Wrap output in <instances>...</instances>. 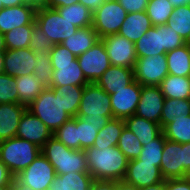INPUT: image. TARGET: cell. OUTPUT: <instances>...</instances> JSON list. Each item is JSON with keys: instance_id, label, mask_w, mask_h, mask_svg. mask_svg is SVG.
Masks as SVG:
<instances>
[{"instance_id": "f1b7e54d", "label": "cell", "mask_w": 190, "mask_h": 190, "mask_svg": "<svg viewBox=\"0 0 190 190\" xmlns=\"http://www.w3.org/2000/svg\"><path fill=\"white\" fill-rule=\"evenodd\" d=\"M18 90V103L26 107L46 88L34 73L15 77Z\"/></svg>"}, {"instance_id": "277c9868", "label": "cell", "mask_w": 190, "mask_h": 190, "mask_svg": "<svg viewBox=\"0 0 190 190\" xmlns=\"http://www.w3.org/2000/svg\"><path fill=\"white\" fill-rule=\"evenodd\" d=\"M185 44V40L173 28L165 25L152 26L135 42L137 57L166 54Z\"/></svg>"}, {"instance_id": "1f68e13d", "label": "cell", "mask_w": 190, "mask_h": 190, "mask_svg": "<svg viewBox=\"0 0 190 190\" xmlns=\"http://www.w3.org/2000/svg\"><path fill=\"white\" fill-rule=\"evenodd\" d=\"M190 115V99H168L165 98L161 112L160 126L163 129L172 118L186 117Z\"/></svg>"}, {"instance_id": "d6a6232c", "label": "cell", "mask_w": 190, "mask_h": 190, "mask_svg": "<svg viewBox=\"0 0 190 190\" xmlns=\"http://www.w3.org/2000/svg\"><path fill=\"white\" fill-rule=\"evenodd\" d=\"M164 137L180 144L190 142V115L180 118H172L163 129Z\"/></svg>"}, {"instance_id": "6f0895ef", "label": "cell", "mask_w": 190, "mask_h": 190, "mask_svg": "<svg viewBox=\"0 0 190 190\" xmlns=\"http://www.w3.org/2000/svg\"><path fill=\"white\" fill-rule=\"evenodd\" d=\"M11 190H31L27 186L21 184L16 178L11 183Z\"/></svg>"}, {"instance_id": "be15d7a7", "label": "cell", "mask_w": 190, "mask_h": 190, "mask_svg": "<svg viewBox=\"0 0 190 190\" xmlns=\"http://www.w3.org/2000/svg\"><path fill=\"white\" fill-rule=\"evenodd\" d=\"M185 44L190 47V33H189L188 37L185 40Z\"/></svg>"}, {"instance_id": "db71d44e", "label": "cell", "mask_w": 190, "mask_h": 190, "mask_svg": "<svg viewBox=\"0 0 190 190\" xmlns=\"http://www.w3.org/2000/svg\"><path fill=\"white\" fill-rule=\"evenodd\" d=\"M113 190H138L135 186L124 183L123 181H113Z\"/></svg>"}, {"instance_id": "91938a15", "label": "cell", "mask_w": 190, "mask_h": 190, "mask_svg": "<svg viewBox=\"0 0 190 190\" xmlns=\"http://www.w3.org/2000/svg\"><path fill=\"white\" fill-rule=\"evenodd\" d=\"M25 3L34 5L36 8L44 6L45 0H24Z\"/></svg>"}, {"instance_id": "f5cc1de1", "label": "cell", "mask_w": 190, "mask_h": 190, "mask_svg": "<svg viewBox=\"0 0 190 190\" xmlns=\"http://www.w3.org/2000/svg\"><path fill=\"white\" fill-rule=\"evenodd\" d=\"M106 0H79V3H82L85 7L94 12L99 8Z\"/></svg>"}, {"instance_id": "4dcf8cb0", "label": "cell", "mask_w": 190, "mask_h": 190, "mask_svg": "<svg viewBox=\"0 0 190 190\" xmlns=\"http://www.w3.org/2000/svg\"><path fill=\"white\" fill-rule=\"evenodd\" d=\"M59 14L72 22L76 27L87 28L92 26L93 12L82 3H75L69 6L55 8Z\"/></svg>"}, {"instance_id": "8992f818", "label": "cell", "mask_w": 190, "mask_h": 190, "mask_svg": "<svg viewBox=\"0 0 190 190\" xmlns=\"http://www.w3.org/2000/svg\"><path fill=\"white\" fill-rule=\"evenodd\" d=\"M40 153V147L16 136L0 142V160L14 176L28 167Z\"/></svg>"}, {"instance_id": "8d00e7d4", "label": "cell", "mask_w": 190, "mask_h": 190, "mask_svg": "<svg viewBox=\"0 0 190 190\" xmlns=\"http://www.w3.org/2000/svg\"><path fill=\"white\" fill-rule=\"evenodd\" d=\"M53 137L64 143L68 148L80 149V140H78V116L71 118L59 127L53 133Z\"/></svg>"}, {"instance_id": "680465c9", "label": "cell", "mask_w": 190, "mask_h": 190, "mask_svg": "<svg viewBox=\"0 0 190 190\" xmlns=\"http://www.w3.org/2000/svg\"><path fill=\"white\" fill-rule=\"evenodd\" d=\"M174 8H178L183 5H190V0H168Z\"/></svg>"}, {"instance_id": "60d3db41", "label": "cell", "mask_w": 190, "mask_h": 190, "mask_svg": "<svg viewBox=\"0 0 190 190\" xmlns=\"http://www.w3.org/2000/svg\"><path fill=\"white\" fill-rule=\"evenodd\" d=\"M36 64L34 68V76L37 77L42 85L50 88L52 83L53 68L50 62V55L48 53L34 52Z\"/></svg>"}, {"instance_id": "4fadbf2b", "label": "cell", "mask_w": 190, "mask_h": 190, "mask_svg": "<svg viewBox=\"0 0 190 190\" xmlns=\"http://www.w3.org/2000/svg\"><path fill=\"white\" fill-rule=\"evenodd\" d=\"M160 168L155 163L143 162L141 160L132 159L128 161L123 182L137 189L163 182Z\"/></svg>"}, {"instance_id": "83f0119b", "label": "cell", "mask_w": 190, "mask_h": 190, "mask_svg": "<svg viewBox=\"0 0 190 190\" xmlns=\"http://www.w3.org/2000/svg\"><path fill=\"white\" fill-rule=\"evenodd\" d=\"M168 72L171 75L190 77V47L186 44L166 53Z\"/></svg>"}, {"instance_id": "d4e9b609", "label": "cell", "mask_w": 190, "mask_h": 190, "mask_svg": "<svg viewBox=\"0 0 190 190\" xmlns=\"http://www.w3.org/2000/svg\"><path fill=\"white\" fill-rule=\"evenodd\" d=\"M94 180L89 172H69L56 175L49 190H90Z\"/></svg>"}, {"instance_id": "f6af8a7d", "label": "cell", "mask_w": 190, "mask_h": 190, "mask_svg": "<svg viewBox=\"0 0 190 190\" xmlns=\"http://www.w3.org/2000/svg\"><path fill=\"white\" fill-rule=\"evenodd\" d=\"M77 57L62 44L53 45L50 53L51 63H64L76 60Z\"/></svg>"}, {"instance_id": "9a60e30c", "label": "cell", "mask_w": 190, "mask_h": 190, "mask_svg": "<svg viewBox=\"0 0 190 190\" xmlns=\"http://www.w3.org/2000/svg\"><path fill=\"white\" fill-rule=\"evenodd\" d=\"M164 100L159 86L141 85V96L135 115L160 124Z\"/></svg>"}, {"instance_id": "30bf717a", "label": "cell", "mask_w": 190, "mask_h": 190, "mask_svg": "<svg viewBox=\"0 0 190 190\" xmlns=\"http://www.w3.org/2000/svg\"><path fill=\"white\" fill-rule=\"evenodd\" d=\"M133 70L134 79L141 85L159 86L169 74L166 54L137 57Z\"/></svg>"}, {"instance_id": "d6986e66", "label": "cell", "mask_w": 190, "mask_h": 190, "mask_svg": "<svg viewBox=\"0 0 190 190\" xmlns=\"http://www.w3.org/2000/svg\"><path fill=\"white\" fill-rule=\"evenodd\" d=\"M36 7L31 4H21L13 7H3L0 10V32L5 34L22 25L36 24Z\"/></svg>"}, {"instance_id": "f907efd6", "label": "cell", "mask_w": 190, "mask_h": 190, "mask_svg": "<svg viewBox=\"0 0 190 190\" xmlns=\"http://www.w3.org/2000/svg\"><path fill=\"white\" fill-rule=\"evenodd\" d=\"M90 190H113V181L94 180Z\"/></svg>"}, {"instance_id": "7a4b0ae2", "label": "cell", "mask_w": 190, "mask_h": 190, "mask_svg": "<svg viewBox=\"0 0 190 190\" xmlns=\"http://www.w3.org/2000/svg\"><path fill=\"white\" fill-rule=\"evenodd\" d=\"M41 153L53 165L56 175L89 171L85 150L68 148L53 136L43 145Z\"/></svg>"}, {"instance_id": "ba28073f", "label": "cell", "mask_w": 190, "mask_h": 190, "mask_svg": "<svg viewBox=\"0 0 190 190\" xmlns=\"http://www.w3.org/2000/svg\"><path fill=\"white\" fill-rule=\"evenodd\" d=\"M127 12L117 0H106L92 15V27L100 39L118 34Z\"/></svg>"}, {"instance_id": "e0dca14e", "label": "cell", "mask_w": 190, "mask_h": 190, "mask_svg": "<svg viewBox=\"0 0 190 190\" xmlns=\"http://www.w3.org/2000/svg\"><path fill=\"white\" fill-rule=\"evenodd\" d=\"M53 136V132L28 109L23 113L16 137L25 139L42 148Z\"/></svg>"}, {"instance_id": "7c38bea8", "label": "cell", "mask_w": 190, "mask_h": 190, "mask_svg": "<svg viewBox=\"0 0 190 190\" xmlns=\"http://www.w3.org/2000/svg\"><path fill=\"white\" fill-rule=\"evenodd\" d=\"M112 66H122L134 69L137 55L135 43L119 34L102 38Z\"/></svg>"}, {"instance_id": "4316f807", "label": "cell", "mask_w": 190, "mask_h": 190, "mask_svg": "<svg viewBox=\"0 0 190 190\" xmlns=\"http://www.w3.org/2000/svg\"><path fill=\"white\" fill-rule=\"evenodd\" d=\"M168 99H190V77L168 74L159 85Z\"/></svg>"}, {"instance_id": "e7e4bbea", "label": "cell", "mask_w": 190, "mask_h": 190, "mask_svg": "<svg viewBox=\"0 0 190 190\" xmlns=\"http://www.w3.org/2000/svg\"><path fill=\"white\" fill-rule=\"evenodd\" d=\"M0 190H11V186H0Z\"/></svg>"}, {"instance_id": "5b68a950", "label": "cell", "mask_w": 190, "mask_h": 190, "mask_svg": "<svg viewBox=\"0 0 190 190\" xmlns=\"http://www.w3.org/2000/svg\"><path fill=\"white\" fill-rule=\"evenodd\" d=\"M27 109L53 133L72 117L65 111L63 100L53 88H45Z\"/></svg>"}, {"instance_id": "3957f363", "label": "cell", "mask_w": 190, "mask_h": 190, "mask_svg": "<svg viewBox=\"0 0 190 190\" xmlns=\"http://www.w3.org/2000/svg\"><path fill=\"white\" fill-rule=\"evenodd\" d=\"M77 116L93 125H106L113 119L110 95L95 82L84 86Z\"/></svg>"}, {"instance_id": "603a6c76", "label": "cell", "mask_w": 190, "mask_h": 190, "mask_svg": "<svg viewBox=\"0 0 190 190\" xmlns=\"http://www.w3.org/2000/svg\"><path fill=\"white\" fill-rule=\"evenodd\" d=\"M152 27L150 18L143 12L128 13L125 21L118 32L119 35L126 37L131 42H137L140 37Z\"/></svg>"}, {"instance_id": "cb8c5ba5", "label": "cell", "mask_w": 190, "mask_h": 190, "mask_svg": "<svg viewBox=\"0 0 190 190\" xmlns=\"http://www.w3.org/2000/svg\"><path fill=\"white\" fill-rule=\"evenodd\" d=\"M124 123L125 127L137 136L142 145L148 144L162 133L160 124L144 119L135 114L124 119Z\"/></svg>"}, {"instance_id": "03108f58", "label": "cell", "mask_w": 190, "mask_h": 190, "mask_svg": "<svg viewBox=\"0 0 190 190\" xmlns=\"http://www.w3.org/2000/svg\"><path fill=\"white\" fill-rule=\"evenodd\" d=\"M3 8V4L2 2H0V10Z\"/></svg>"}, {"instance_id": "ee69618b", "label": "cell", "mask_w": 190, "mask_h": 190, "mask_svg": "<svg viewBox=\"0 0 190 190\" xmlns=\"http://www.w3.org/2000/svg\"><path fill=\"white\" fill-rule=\"evenodd\" d=\"M52 47L51 41L45 36L43 30L35 24L29 48L34 52L48 53L50 55Z\"/></svg>"}, {"instance_id": "7dc6e473", "label": "cell", "mask_w": 190, "mask_h": 190, "mask_svg": "<svg viewBox=\"0 0 190 190\" xmlns=\"http://www.w3.org/2000/svg\"><path fill=\"white\" fill-rule=\"evenodd\" d=\"M165 190H190V177L166 179Z\"/></svg>"}, {"instance_id": "ac0fdd59", "label": "cell", "mask_w": 190, "mask_h": 190, "mask_svg": "<svg viewBox=\"0 0 190 190\" xmlns=\"http://www.w3.org/2000/svg\"><path fill=\"white\" fill-rule=\"evenodd\" d=\"M35 64L34 51L29 47L5 50L4 73L9 76L20 77L32 74L34 73Z\"/></svg>"}, {"instance_id": "b9f144b4", "label": "cell", "mask_w": 190, "mask_h": 190, "mask_svg": "<svg viewBox=\"0 0 190 190\" xmlns=\"http://www.w3.org/2000/svg\"><path fill=\"white\" fill-rule=\"evenodd\" d=\"M105 125H93L85 122L78 117V140H80V149L86 150L92 147L97 137L98 131Z\"/></svg>"}, {"instance_id": "484cf974", "label": "cell", "mask_w": 190, "mask_h": 190, "mask_svg": "<svg viewBox=\"0 0 190 190\" xmlns=\"http://www.w3.org/2000/svg\"><path fill=\"white\" fill-rule=\"evenodd\" d=\"M100 38L95 29L90 26L80 28L75 34L66 38L60 44L69 49L76 57L90 49Z\"/></svg>"}, {"instance_id": "d590c367", "label": "cell", "mask_w": 190, "mask_h": 190, "mask_svg": "<svg viewBox=\"0 0 190 190\" xmlns=\"http://www.w3.org/2000/svg\"><path fill=\"white\" fill-rule=\"evenodd\" d=\"M35 24L22 25L5 33V45L7 49L15 50L27 48L33 35Z\"/></svg>"}, {"instance_id": "8fae6325", "label": "cell", "mask_w": 190, "mask_h": 190, "mask_svg": "<svg viewBox=\"0 0 190 190\" xmlns=\"http://www.w3.org/2000/svg\"><path fill=\"white\" fill-rule=\"evenodd\" d=\"M77 60L85 78L90 83L96 82V80L111 66L102 39L97 41L86 52L78 56Z\"/></svg>"}, {"instance_id": "11a10c76", "label": "cell", "mask_w": 190, "mask_h": 190, "mask_svg": "<svg viewBox=\"0 0 190 190\" xmlns=\"http://www.w3.org/2000/svg\"><path fill=\"white\" fill-rule=\"evenodd\" d=\"M0 2H2L3 7H13L26 4L24 0H0Z\"/></svg>"}, {"instance_id": "6da1fadb", "label": "cell", "mask_w": 190, "mask_h": 190, "mask_svg": "<svg viewBox=\"0 0 190 190\" xmlns=\"http://www.w3.org/2000/svg\"><path fill=\"white\" fill-rule=\"evenodd\" d=\"M89 173L95 180L122 181L128 159L117 147H89L85 150Z\"/></svg>"}, {"instance_id": "2e32d148", "label": "cell", "mask_w": 190, "mask_h": 190, "mask_svg": "<svg viewBox=\"0 0 190 190\" xmlns=\"http://www.w3.org/2000/svg\"><path fill=\"white\" fill-rule=\"evenodd\" d=\"M160 171L165 180L188 177L184 173V149H182V144L166 139Z\"/></svg>"}, {"instance_id": "836d02e7", "label": "cell", "mask_w": 190, "mask_h": 190, "mask_svg": "<svg viewBox=\"0 0 190 190\" xmlns=\"http://www.w3.org/2000/svg\"><path fill=\"white\" fill-rule=\"evenodd\" d=\"M59 93L63 100L65 111L72 117L77 116L84 86H50Z\"/></svg>"}, {"instance_id": "ffe728a7", "label": "cell", "mask_w": 190, "mask_h": 190, "mask_svg": "<svg viewBox=\"0 0 190 190\" xmlns=\"http://www.w3.org/2000/svg\"><path fill=\"white\" fill-rule=\"evenodd\" d=\"M52 83L50 86H86L90 83L84 76L78 60L64 63H51Z\"/></svg>"}, {"instance_id": "7bdbcfd3", "label": "cell", "mask_w": 190, "mask_h": 190, "mask_svg": "<svg viewBox=\"0 0 190 190\" xmlns=\"http://www.w3.org/2000/svg\"><path fill=\"white\" fill-rule=\"evenodd\" d=\"M16 79L5 73L0 74V104L18 103V90Z\"/></svg>"}, {"instance_id": "9c48e42d", "label": "cell", "mask_w": 190, "mask_h": 190, "mask_svg": "<svg viewBox=\"0 0 190 190\" xmlns=\"http://www.w3.org/2000/svg\"><path fill=\"white\" fill-rule=\"evenodd\" d=\"M55 177V168L42 153L28 167L15 176L21 184L31 190H49Z\"/></svg>"}, {"instance_id": "f546056e", "label": "cell", "mask_w": 190, "mask_h": 190, "mask_svg": "<svg viewBox=\"0 0 190 190\" xmlns=\"http://www.w3.org/2000/svg\"><path fill=\"white\" fill-rule=\"evenodd\" d=\"M124 127V119H110L108 123L98 131L93 146L104 148L117 146Z\"/></svg>"}, {"instance_id": "44dd1931", "label": "cell", "mask_w": 190, "mask_h": 190, "mask_svg": "<svg viewBox=\"0 0 190 190\" xmlns=\"http://www.w3.org/2000/svg\"><path fill=\"white\" fill-rule=\"evenodd\" d=\"M26 110L27 107L21 103L0 104V142L16 136L21 117Z\"/></svg>"}, {"instance_id": "5bb4252c", "label": "cell", "mask_w": 190, "mask_h": 190, "mask_svg": "<svg viewBox=\"0 0 190 190\" xmlns=\"http://www.w3.org/2000/svg\"><path fill=\"white\" fill-rule=\"evenodd\" d=\"M141 96V84L134 80L131 84L110 94L113 117L126 119L135 114Z\"/></svg>"}, {"instance_id": "74e56055", "label": "cell", "mask_w": 190, "mask_h": 190, "mask_svg": "<svg viewBox=\"0 0 190 190\" xmlns=\"http://www.w3.org/2000/svg\"><path fill=\"white\" fill-rule=\"evenodd\" d=\"M184 40L190 33V5H183L174 8V11L167 22Z\"/></svg>"}, {"instance_id": "bcb514c9", "label": "cell", "mask_w": 190, "mask_h": 190, "mask_svg": "<svg viewBox=\"0 0 190 190\" xmlns=\"http://www.w3.org/2000/svg\"><path fill=\"white\" fill-rule=\"evenodd\" d=\"M127 13L146 11L149 0H117Z\"/></svg>"}, {"instance_id": "ab89813d", "label": "cell", "mask_w": 190, "mask_h": 190, "mask_svg": "<svg viewBox=\"0 0 190 190\" xmlns=\"http://www.w3.org/2000/svg\"><path fill=\"white\" fill-rule=\"evenodd\" d=\"M165 141L166 138L164 137V134L161 133L153 141H150L148 144L142 146V151L137 159L143 162L155 163V166L160 168Z\"/></svg>"}, {"instance_id": "52a82bcc", "label": "cell", "mask_w": 190, "mask_h": 190, "mask_svg": "<svg viewBox=\"0 0 190 190\" xmlns=\"http://www.w3.org/2000/svg\"><path fill=\"white\" fill-rule=\"evenodd\" d=\"M35 23L43 30L52 45L60 44L79 29L72 22L63 18L55 8L46 6L36 9Z\"/></svg>"}, {"instance_id": "816d5d0a", "label": "cell", "mask_w": 190, "mask_h": 190, "mask_svg": "<svg viewBox=\"0 0 190 190\" xmlns=\"http://www.w3.org/2000/svg\"><path fill=\"white\" fill-rule=\"evenodd\" d=\"M182 149H184V173L190 176V142L183 143Z\"/></svg>"}, {"instance_id": "681fc988", "label": "cell", "mask_w": 190, "mask_h": 190, "mask_svg": "<svg viewBox=\"0 0 190 190\" xmlns=\"http://www.w3.org/2000/svg\"><path fill=\"white\" fill-rule=\"evenodd\" d=\"M79 0H45L44 6L49 8H58L78 3Z\"/></svg>"}, {"instance_id": "6125c7cd", "label": "cell", "mask_w": 190, "mask_h": 190, "mask_svg": "<svg viewBox=\"0 0 190 190\" xmlns=\"http://www.w3.org/2000/svg\"><path fill=\"white\" fill-rule=\"evenodd\" d=\"M6 45H5V36L3 33L0 32V51H5Z\"/></svg>"}, {"instance_id": "e575fe53", "label": "cell", "mask_w": 190, "mask_h": 190, "mask_svg": "<svg viewBox=\"0 0 190 190\" xmlns=\"http://www.w3.org/2000/svg\"><path fill=\"white\" fill-rule=\"evenodd\" d=\"M174 11L173 5L168 0H149L146 14L152 26L165 25Z\"/></svg>"}, {"instance_id": "c3c4849f", "label": "cell", "mask_w": 190, "mask_h": 190, "mask_svg": "<svg viewBox=\"0 0 190 190\" xmlns=\"http://www.w3.org/2000/svg\"><path fill=\"white\" fill-rule=\"evenodd\" d=\"M14 178L15 176L0 160V186H11V183L13 182Z\"/></svg>"}, {"instance_id": "9f6ffc18", "label": "cell", "mask_w": 190, "mask_h": 190, "mask_svg": "<svg viewBox=\"0 0 190 190\" xmlns=\"http://www.w3.org/2000/svg\"><path fill=\"white\" fill-rule=\"evenodd\" d=\"M138 190H165V180L161 183L143 187Z\"/></svg>"}, {"instance_id": "94428289", "label": "cell", "mask_w": 190, "mask_h": 190, "mask_svg": "<svg viewBox=\"0 0 190 190\" xmlns=\"http://www.w3.org/2000/svg\"><path fill=\"white\" fill-rule=\"evenodd\" d=\"M4 57L5 51H0V74L4 73Z\"/></svg>"}, {"instance_id": "f35d334b", "label": "cell", "mask_w": 190, "mask_h": 190, "mask_svg": "<svg viewBox=\"0 0 190 190\" xmlns=\"http://www.w3.org/2000/svg\"><path fill=\"white\" fill-rule=\"evenodd\" d=\"M142 146L137 136L127 127H124L117 147L124 153L126 158L128 160L136 159L142 151Z\"/></svg>"}, {"instance_id": "7402d4cb", "label": "cell", "mask_w": 190, "mask_h": 190, "mask_svg": "<svg viewBox=\"0 0 190 190\" xmlns=\"http://www.w3.org/2000/svg\"><path fill=\"white\" fill-rule=\"evenodd\" d=\"M134 80L132 68L111 65L95 83L110 95L114 90L123 89Z\"/></svg>"}]
</instances>
